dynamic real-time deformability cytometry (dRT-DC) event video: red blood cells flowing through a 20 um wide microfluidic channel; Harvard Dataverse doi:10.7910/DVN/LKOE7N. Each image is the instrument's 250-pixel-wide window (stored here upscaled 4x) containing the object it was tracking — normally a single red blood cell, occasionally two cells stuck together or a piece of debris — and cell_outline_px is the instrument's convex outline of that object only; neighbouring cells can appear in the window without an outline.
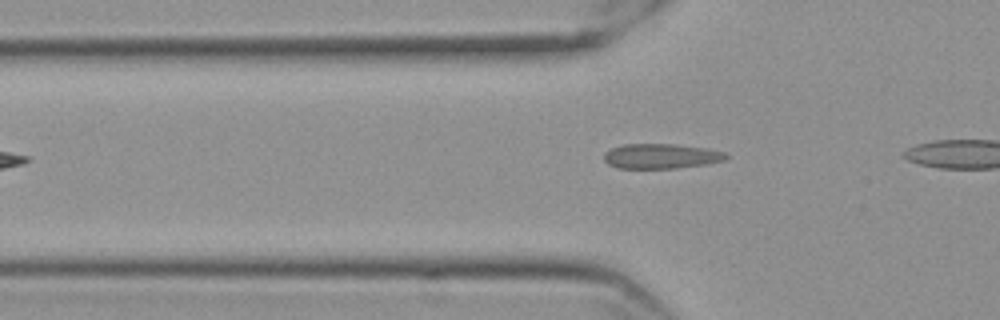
{"species": "Egyptian fruit bat (a non-hibernating species)", "species_latin": "Rousettus aegyptiacus", "temperature_condition": "cold", "stored_images_in_passage": 29, "camera_frame_rate_fps": 3000, "um_per_image_px": 0.085, "frame": {"image": 1, "passage_image": 2, "time_ms": 0.333, "image_size_px": [1000, 320], "cell_outline_px": [[728, 156], [724, 160], [704, 164], [676, 168], [616, 168], [608, 164], [604, 160], [604, 152], [612, 148], [624, 144], [676, 144], [708, 148], [724, 152]], "centroid_in_image_um": [56.16, 13.27], "position_along_channel_um": 69.6, "area_um2": 17.69}}
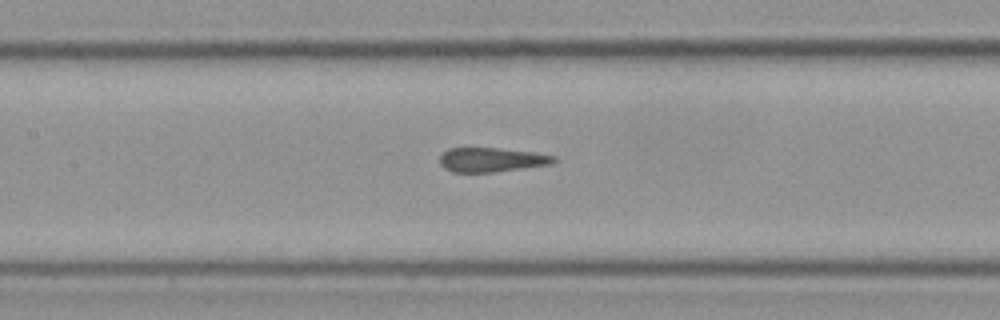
{"frame": {"image": 2, "passage_image": 10, "time_ms": 3.0, "image_size_px": [1000, 320], "cell_outline_px": [[556, 160], [552, 164], [492, 172], [452, 172], [444, 168], [440, 164], [440, 156], [448, 148], [500, 148], [536, 152], [556, 156]], "centroid_in_image_um": [41.79, 13.57], "position_along_channel_um": 165.6, "area_um2": 16.18}}
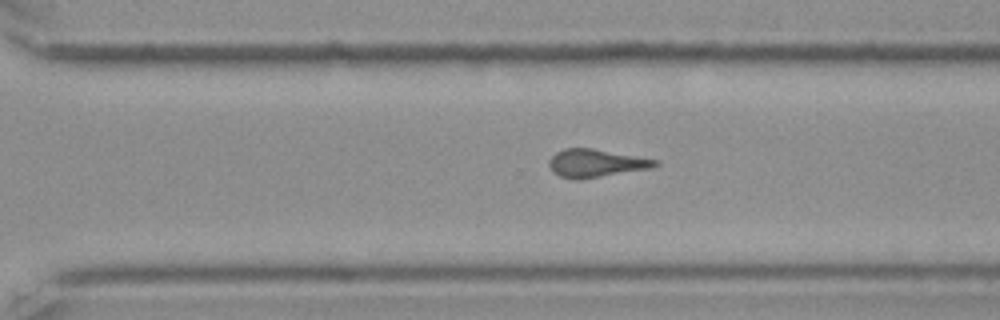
{"frame": {"image": 3, "passage_image": 23, "time_ms": 7.333, "image_size_px": [1000, 320], "cell_outline_px": [[660, 164], [652, 168], [580, 180], [560, 176], [548, 164], [548, 160], [556, 152], [564, 148], [592, 148], [660, 160]], "centroid_in_image_um": [50.7, 13.86], "position_along_channel_um": 319.9, "area_um2": 17.28}}